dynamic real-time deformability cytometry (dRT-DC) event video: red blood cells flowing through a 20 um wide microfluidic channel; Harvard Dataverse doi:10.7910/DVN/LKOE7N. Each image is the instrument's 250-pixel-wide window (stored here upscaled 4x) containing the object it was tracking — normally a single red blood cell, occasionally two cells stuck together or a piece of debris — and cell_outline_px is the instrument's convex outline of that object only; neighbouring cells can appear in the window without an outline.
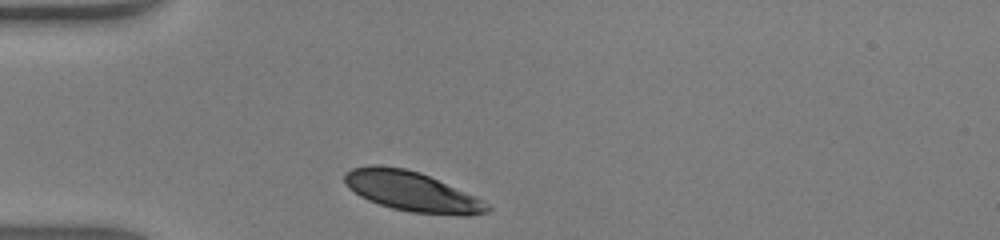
{"species": "human", "species_latin": "Homo sapiens", "temperature_condition": "warm", "stored_images_in_passage": 26, "camera_frame_rate_fps": 3000, "um_per_image_px": 0.085, "donor": {"sex": "male"}, "frame": {"image": 1, "passage_image": 1, "time_ms": 0.0, "image_size_px": [1000, 240], "cell_outline_px": [[492, 208], [488, 212], [468, 216], [464, 216], [412, 212], [392, 208], [368, 200], [360, 196], [348, 188], [344, 184], [344, 172], [352, 168], [372, 164], [376, 164], [404, 168], [420, 172], [476, 196], [488, 204]], "centroid_in_image_um": [34.99, 16.26], "position_along_channel_um": 50.0, "area_um2": 33.29}}
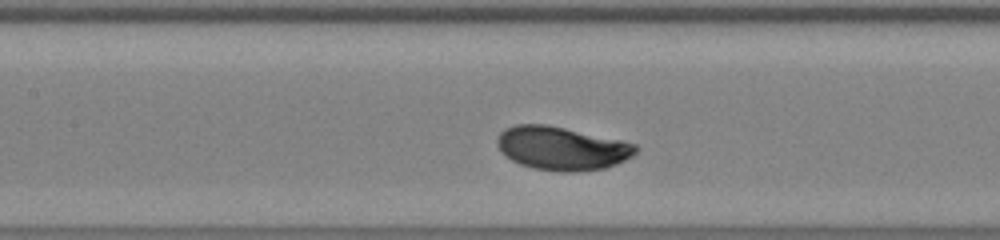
{"frame": {"image": 2, "passage_image": 10, "time_ms": 3.0, "image_size_px": [1000, 240], "cell_outline_px": [[640, 148], [632, 156], [616, 164], [604, 168], [576, 172], [560, 172], [532, 168], [520, 164], [512, 160], [496, 144], [496, 140], [500, 132], [504, 128], [516, 124], [548, 124], [620, 140], [636, 144]], "centroid_in_image_um": [47.75, 12.6], "position_along_channel_um": 159.6, "area_um2": 35.08}}
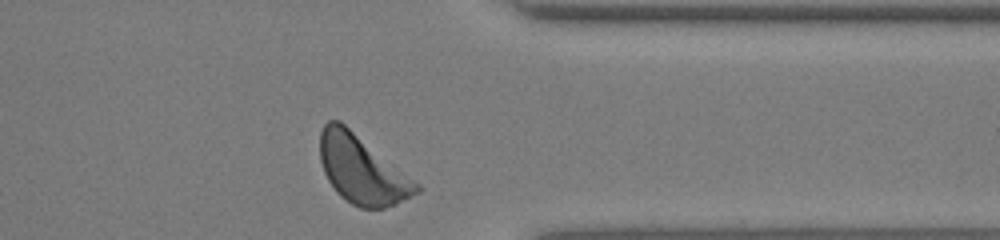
{"frame": {"image": 3, "passage_image": 26, "time_ms": 8.333, "image_size_px": [1000, 240], "cell_outline_px": [[420, 192], [396, 204], [384, 208], [360, 208], [352, 204], [340, 196], [336, 192], [328, 180], [324, 172], [320, 160], [320, 132], [324, 124], [328, 120], [340, 120], [420, 184]], "centroid_in_image_um": [30.76, 14.42], "position_along_channel_um": 380.6, "area_um2": 38.26}, "authors_computed_cell_mechanics": {"area_um2": 34.4199, "velocity_mm_per_s": 4.2667, "shape_relaxation_time_tau1_ms": 1.7822, "shape_relaxation_time_tau2_ms": null, "deformation_change_tau1": 0.13, "deformation_change_tau2": null}}